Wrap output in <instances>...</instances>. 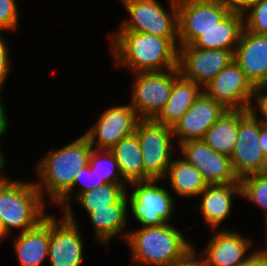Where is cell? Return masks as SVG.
Returning <instances> with one entry per match:
<instances>
[{
	"label": "cell",
	"instance_id": "obj_27",
	"mask_svg": "<svg viewBox=\"0 0 267 266\" xmlns=\"http://www.w3.org/2000/svg\"><path fill=\"white\" fill-rule=\"evenodd\" d=\"M128 184H104L98 189L81 193L75 200L89 214L95 208L116 204L126 193Z\"/></svg>",
	"mask_w": 267,
	"mask_h": 266
},
{
	"label": "cell",
	"instance_id": "obj_40",
	"mask_svg": "<svg viewBox=\"0 0 267 266\" xmlns=\"http://www.w3.org/2000/svg\"><path fill=\"white\" fill-rule=\"evenodd\" d=\"M5 156H4V154H3V151H2V149H1V146H0V182L5 178L4 176L5 175H2L1 173L3 172V170H4V168H6L5 167V165H6V161H5ZM2 175V176H1Z\"/></svg>",
	"mask_w": 267,
	"mask_h": 266
},
{
	"label": "cell",
	"instance_id": "obj_26",
	"mask_svg": "<svg viewBox=\"0 0 267 266\" xmlns=\"http://www.w3.org/2000/svg\"><path fill=\"white\" fill-rule=\"evenodd\" d=\"M238 110H226L202 139L213 150L231 156L237 142Z\"/></svg>",
	"mask_w": 267,
	"mask_h": 266
},
{
	"label": "cell",
	"instance_id": "obj_18",
	"mask_svg": "<svg viewBox=\"0 0 267 266\" xmlns=\"http://www.w3.org/2000/svg\"><path fill=\"white\" fill-rule=\"evenodd\" d=\"M234 60L252 85L258 88L267 77V35L243 29Z\"/></svg>",
	"mask_w": 267,
	"mask_h": 266
},
{
	"label": "cell",
	"instance_id": "obj_10",
	"mask_svg": "<svg viewBox=\"0 0 267 266\" xmlns=\"http://www.w3.org/2000/svg\"><path fill=\"white\" fill-rule=\"evenodd\" d=\"M72 206L63 212L58 221L56 213L50 214V240L48 259L50 266H81L83 257V237Z\"/></svg>",
	"mask_w": 267,
	"mask_h": 266
},
{
	"label": "cell",
	"instance_id": "obj_31",
	"mask_svg": "<svg viewBox=\"0 0 267 266\" xmlns=\"http://www.w3.org/2000/svg\"><path fill=\"white\" fill-rule=\"evenodd\" d=\"M242 13L244 29L255 34L267 35V0H257L248 4Z\"/></svg>",
	"mask_w": 267,
	"mask_h": 266
},
{
	"label": "cell",
	"instance_id": "obj_38",
	"mask_svg": "<svg viewBox=\"0 0 267 266\" xmlns=\"http://www.w3.org/2000/svg\"><path fill=\"white\" fill-rule=\"evenodd\" d=\"M233 10H243L248 4L257 0H221Z\"/></svg>",
	"mask_w": 267,
	"mask_h": 266
},
{
	"label": "cell",
	"instance_id": "obj_42",
	"mask_svg": "<svg viewBox=\"0 0 267 266\" xmlns=\"http://www.w3.org/2000/svg\"><path fill=\"white\" fill-rule=\"evenodd\" d=\"M263 174L267 175V156L265 157V164H264V168H263Z\"/></svg>",
	"mask_w": 267,
	"mask_h": 266
},
{
	"label": "cell",
	"instance_id": "obj_6",
	"mask_svg": "<svg viewBox=\"0 0 267 266\" xmlns=\"http://www.w3.org/2000/svg\"><path fill=\"white\" fill-rule=\"evenodd\" d=\"M137 135L144 166V181L158 179L163 181L167 168L172 162L175 139L171 127L141 119L137 124Z\"/></svg>",
	"mask_w": 267,
	"mask_h": 266
},
{
	"label": "cell",
	"instance_id": "obj_15",
	"mask_svg": "<svg viewBox=\"0 0 267 266\" xmlns=\"http://www.w3.org/2000/svg\"><path fill=\"white\" fill-rule=\"evenodd\" d=\"M234 60L231 50L201 49L193 44L179 45L180 74L202 88Z\"/></svg>",
	"mask_w": 267,
	"mask_h": 266
},
{
	"label": "cell",
	"instance_id": "obj_11",
	"mask_svg": "<svg viewBox=\"0 0 267 266\" xmlns=\"http://www.w3.org/2000/svg\"><path fill=\"white\" fill-rule=\"evenodd\" d=\"M261 123L250 110H238V135L230 156L239 180L263 172L265 155L259 145Z\"/></svg>",
	"mask_w": 267,
	"mask_h": 266
},
{
	"label": "cell",
	"instance_id": "obj_35",
	"mask_svg": "<svg viewBox=\"0 0 267 266\" xmlns=\"http://www.w3.org/2000/svg\"><path fill=\"white\" fill-rule=\"evenodd\" d=\"M196 250L195 246H193L181 258L177 259L169 266H205L202 255L199 256L200 254H197Z\"/></svg>",
	"mask_w": 267,
	"mask_h": 266
},
{
	"label": "cell",
	"instance_id": "obj_13",
	"mask_svg": "<svg viewBox=\"0 0 267 266\" xmlns=\"http://www.w3.org/2000/svg\"><path fill=\"white\" fill-rule=\"evenodd\" d=\"M140 120L129 103L108 107L84 135L95 150H110L121 139L135 134Z\"/></svg>",
	"mask_w": 267,
	"mask_h": 266
},
{
	"label": "cell",
	"instance_id": "obj_34",
	"mask_svg": "<svg viewBox=\"0 0 267 266\" xmlns=\"http://www.w3.org/2000/svg\"><path fill=\"white\" fill-rule=\"evenodd\" d=\"M5 39L0 33V89L4 88V84L7 80L9 73L11 72V68L13 67L11 64V57L9 54V50Z\"/></svg>",
	"mask_w": 267,
	"mask_h": 266
},
{
	"label": "cell",
	"instance_id": "obj_41",
	"mask_svg": "<svg viewBox=\"0 0 267 266\" xmlns=\"http://www.w3.org/2000/svg\"><path fill=\"white\" fill-rule=\"evenodd\" d=\"M258 88L267 91V77L265 78V81Z\"/></svg>",
	"mask_w": 267,
	"mask_h": 266
},
{
	"label": "cell",
	"instance_id": "obj_16",
	"mask_svg": "<svg viewBox=\"0 0 267 266\" xmlns=\"http://www.w3.org/2000/svg\"><path fill=\"white\" fill-rule=\"evenodd\" d=\"M226 110L219 102L202 92L172 128L174 138L178 140L177 144L190 140H202L205 132Z\"/></svg>",
	"mask_w": 267,
	"mask_h": 266
},
{
	"label": "cell",
	"instance_id": "obj_21",
	"mask_svg": "<svg viewBox=\"0 0 267 266\" xmlns=\"http://www.w3.org/2000/svg\"><path fill=\"white\" fill-rule=\"evenodd\" d=\"M13 247L20 266H41L48 258L50 240V215L36 227L19 233Z\"/></svg>",
	"mask_w": 267,
	"mask_h": 266
},
{
	"label": "cell",
	"instance_id": "obj_22",
	"mask_svg": "<svg viewBox=\"0 0 267 266\" xmlns=\"http://www.w3.org/2000/svg\"><path fill=\"white\" fill-rule=\"evenodd\" d=\"M203 92L196 82L179 74L173 81V89L167 103L152 119L173 128Z\"/></svg>",
	"mask_w": 267,
	"mask_h": 266
},
{
	"label": "cell",
	"instance_id": "obj_7",
	"mask_svg": "<svg viewBox=\"0 0 267 266\" xmlns=\"http://www.w3.org/2000/svg\"><path fill=\"white\" fill-rule=\"evenodd\" d=\"M160 181L150 179L128 184L133 188L130 195L127 194V190L125 193L128 206L132 216L142 227L160 226L172 220L175 199L170 195V191L158 185Z\"/></svg>",
	"mask_w": 267,
	"mask_h": 266
},
{
	"label": "cell",
	"instance_id": "obj_36",
	"mask_svg": "<svg viewBox=\"0 0 267 266\" xmlns=\"http://www.w3.org/2000/svg\"><path fill=\"white\" fill-rule=\"evenodd\" d=\"M239 266H267V249L264 247L253 250Z\"/></svg>",
	"mask_w": 267,
	"mask_h": 266
},
{
	"label": "cell",
	"instance_id": "obj_2",
	"mask_svg": "<svg viewBox=\"0 0 267 266\" xmlns=\"http://www.w3.org/2000/svg\"><path fill=\"white\" fill-rule=\"evenodd\" d=\"M83 134L59 149H51L36 165L38 176L36 188L45 200L56 204L73 186V181L82 168L89 165L93 151ZM45 193V194H44Z\"/></svg>",
	"mask_w": 267,
	"mask_h": 266
},
{
	"label": "cell",
	"instance_id": "obj_43",
	"mask_svg": "<svg viewBox=\"0 0 267 266\" xmlns=\"http://www.w3.org/2000/svg\"><path fill=\"white\" fill-rule=\"evenodd\" d=\"M265 229H266V232H265V242H266V245H267V225L265 226ZM267 249V246L265 247Z\"/></svg>",
	"mask_w": 267,
	"mask_h": 266
},
{
	"label": "cell",
	"instance_id": "obj_37",
	"mask_svg": "<svg viewBox=\"0 0 267 266\" xmlns=\"http://www.w3.org/2000/svg\"><path fill=\"white\" fill-rule=\"evenodd\" d=\"M2 89H0V95H1V91ZM6 107L3 103V100H1V96H0V138L4 136V134L6 133L7 129H8V116L6 114Z\"/></svg>",
	"mask_w": 267,
	"mask_h": 266
},
{
	"label": "cell",
	"instance_id": "obj_9",
	"mask_svg": "<svg viewBox=\"0 0 267 266\" xmlns=\"http://www.w3.org/2000/svg\"><path fill=\"white\" fill-rule=\"evenodd\" d=\"M179 45L192 44L233 9L221 0H177Z\"/></svg>",
	"mask_w": 267,
	"mask_h": 266
},
{
	"label": "cell",
	"instance_id": "obj_39",
	"mask_svg": "<svg viewBox=\"0 0 267 266\" xmlns=\"http://www.w3.org/2000/svg\"><path fill=\"white\" fill-rule=\"evenodd\" d=\"M259 145L262 152L267 156V126L261 124L260 134H259Z\"/></svg>",
	"mask_w": 267,
	"mask_h": 266
},
{
	"label": "cell",
	"instance_id": "obj_5",
	"mask_svg": "<svg viewBox=\"0 0 267 266\" xmlns=\"http://www.w3.org/2000/svg\"><path fill=\"white\" fill-rule=\"evenodd\" d=\"M129 19L117 31H133L160 37H178L177 0H169L166 11L158 0H120Z\"/></svg>",
	"mask_w": 267,
	"mask_h": 266
},
{
	"label": "cell",
	"instance_id": "obj_8",
	"mask_svg": "<svg viewBox=\"0 0 267 266\" xmlns=\"http://www.w3.org/2000/svg\"><path fill=\"white\" fill-rule=\"evenodd\" d=\"M130 105L140 119H153L167 103L179 69L133 73Z\"/></svg>",
	"mask_w": 267,
	"mask_h": 266
},
{
	"label": "cell",
	"instance_id": "obj_17",
	"mask_svg": "<svg viewBox=\"0 0 267 266\" xmlns=\"http://www.w3.org/2000/svg\"><path fill=\"white\" fill-rule=\"evenodd\" d=\"M209 243L201 252L205 266H239L250 255L252 239L236 230H214Z\"/></svg>",
	"mask_w": 267,
	"mask_h": 266
},
{
	"label": "cell",
	"instance_id": "obj_30",
	"mask_svg": "<svg viewBox=\"0 0 267 266\" xmlns=\"http://www.w3.org/2000/svg\"><path fill=\"white\" fill-rule=\"evenodd\" d=\"M77 184L80 185V189L74 194V187H76ZM104 184L105 182L100 180L96 174L91 171L89 165H87L77 174L73 181L72 188L56 203V207L59 205L62 211H64L68 206L72 205V199L75 200L81 193L92 189H98Z\"/></svg>",
	"mask_w": 267,
	"mask_h": 266
},
{
	"label": "cell",
	"instance_id": "obj_12",
	"mask_svg": "<svg viewBox=\"0 0 267 266\" xmlns=\"http://www.w3.org/2000/svg\"><path fill=\"white\" fill-rule=\"evenodd\" d=\"M255 89L233 60L203 87V92L227 110H249Z\"/></svg>",
	"mask_w": 267,
	"mask_h": 266
},
{
	"label": "cell",
	"instance_id": "obj_23",
	"mask_svg": "<svg viewBox=\"0 0 267 266\" xmlns=\"http://www.w3.org/2000/svg\"><path fill=\"white\" fill-rule=\"evenodd\" d=\"M244 29L242 10H232L217 26L203 32L192 44L201 49L235 52Z\"/></svg>",
	"mask_w": 267,
	"mask_h": 266
},
{
	"label": "cell",
	"instance_id": "obj_24",
	"mask_svg": "<svg viewBox=\"0 0 267 266\" xmlns=\"http://www.w3.org/2000/svg\"><path fill=\"white\" fill-rule=\"evenodd\" d=\"M165 178L169 180L167 183L170 184V191L172 190L175 196L181 198L189 199L192 196H199L207 187L200 171L182 157L172 159L163 179Z\"/></svg>",
	"mask_w": 267,
	"mask_h": 266
},
{
	"label": "cell",
	"instance_id": "obj_44",
	"mask_svg": "<svg viewBox=\"0 0 267 266\" xmlns=\"http://www.w3.org/2000/svg\"><path fill=\"white\" fill-rule=\"evenodd\" d=\"M2 241H3V234L1 232V224H0V242H2Z\"/></svg>",
	"mask_w": 267,
	"mask_h": 266
},
{
	"label": "cell",
	"instance_id": "obj_19",
	"mask_svg": "<svg viewBox=\"0 0 267 266\" xmlns=\"http://www.w3.org/2000/svg\"><path fill=\"white\" fill-rule=\"evenodd\" d=\"M236 195L241 196L240 183L207 185L200 193L202 199L194 209L202 213L203 220L210 229L219 230L218 227L231 214L232 199Z\"/></svg>",
	"mask_w": 267,
	"mask_h": 266
},
{
	"label": "cell",
	"instance_id": "obj_32",
	"mask_svg": "<svg viewBox=\"0 0 267 266\" xmlns=\"http://www.w3.org/2000/svg\"><path fill=\"white\" fill-rule=\"evenodd\" d=\"M19 10L16 0H0V33L15 31L19 23Z\"/></svg>",
	"mask_w": 267,
	"mask_h": 266
},
{
	"label": "cell",
	"instance_id": "obj_4",
	"mask_svg": "<svg viewBox=\"0 0 267 266\" xmlns=\"http://www.w3.org/2000/svg\"><path fill=\"white\" fill-rule=\"evenodd\" d=\"M5 178L0 182V224L3 240L12 228L23 233L36 227L48 215L35 182Z\"/></svg>",
	"mask_w": 267,
	"mask_h": 266
},
{
	"label": "cell",
	"instance_id": "obj_28",
	"mask_svg": "<svg viewBox=\"0 0 267 266\" xmlns=\"http://www.w3.org/2000/svg\"><path fill=\"white\" fill-rule=\"evenodd\" d=\"M89 167L105 184H128L120 173L118 163L110 150L93 149Z\"/></svg>",
	"mask_w": 267,
	"mask_h": 266
},
{
	"label": "cell",
	"instance_id": "obj_29",
	"mask_svg": "<svg viewBox=\"0 0 267 266\" xmlns=\"http://www.w3.org/2000/svg\"><path fill=\"white\" fill-rule=\"evenodd\" d=\"M241 196L253 203L260 209L262 208L265 216V226L267 225V175L253 174L240 180Z\"/></svg>",
	"mask_w": 267,
	"mask_h": 266
},
{
	"label": "cell",
	"instance_id": "obj_25",
	"mask_svg": "<svg viewBox=\"0 0 267 266\" xmlns=\"http://www.w3.org/2000/svg\"><path fill=\"white\" fill-rule=\"evenodd\" d=\"M110 151L113 153L122 175L129 184L144 181V166L136 134L121 139Z\"/></svg>",
	"mask_w": 267,
	"mask_h": 266
},
{
	"label": "cell",
	"instance_id": "obj_14",
	"mask_svg": "<svg viewBox=\"0 0 267 266\" xmlns=\"http://www.w3.org/2000/svg\"><path fill=\"white\" fill-rule=\"evenodd\" d=\"M178 146L182 158L194 165L207 185L240 183L230 156L219 153L203 140H190Z\"/></svg>",
	"mask_w": 267,
	"mask_h": 266
},
{
	"label": "cell",
	"instance_id": "obj_20",
	"mask_svg": "<svg viewBox=\"0 0 267 266\" xmlns=\"http://www.w3.org/2000/svg\"><path fill=\"white\" fill-rule=\"evenodd\" d=\"M128 210L126 194L116 204L92 210L88 216L94 228L95 242L108 247L111 238L119 236L120 233L123 240H126L128 230L126 232L124 228L127 227Z\"/></svg>",
	"mask_w": 267,
	"mask_h": 266
},
{
	"label": "cell",
	"instance_id": "obj_1",
	"mask_svg": "<svg viewBox=\"0 0 267 266\" xmlns=\"http://www.w3.org/2000/svg\"><path fill=\"white\" fill-rule=\"evenodd\" d=\"M108 37L116 67H127L132 73L178 68V37L116 30Z\"/></svg>",
	"mask_w": 267,
	"mask_h": 266
},
{
	"label": "cell",
	"instance_id": "obj_3",
	"mask_svg": "<svg viewBox=\"0 0 267 266\" xmlns=\"http://www.w3.org/2000/svg\"><path fill=\"white\" fill-rule=\"evenodd\" d=\"M171 223L146 226L128 232L125 240L131 251V263L145 266H169L181 258L193 243Z\"/></svg>",
	"mask_w": 267,
	"mask_h": 266
},
{
	"label": "cell",
	"instance_id": "obj_33",
	"mask_svg": "<svg viewBox=\"0 0 267 266\" xmlns=\"http://www.w3.org/2000/svg\"><path fill=\"white\" fill-rule=\"evenodd\" d=\"M253 101L256 105L255 108L253 106L254 104L250 105V112H252L256 116V118L262 125L267 126V91L256 88L252 98V103ZM257 112L261 115V117L260 115H257Z\"/></svg>",
	"mask_w": 267,
	"mask_h": 266
}]
</instances>
